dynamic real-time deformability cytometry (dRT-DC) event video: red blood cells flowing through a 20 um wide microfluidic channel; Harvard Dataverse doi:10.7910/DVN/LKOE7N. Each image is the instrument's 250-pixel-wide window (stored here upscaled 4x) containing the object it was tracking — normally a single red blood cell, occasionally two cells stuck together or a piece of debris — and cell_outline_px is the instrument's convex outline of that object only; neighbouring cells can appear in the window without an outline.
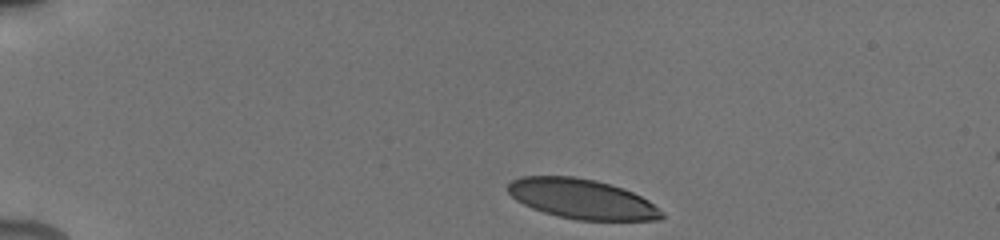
{"species": "human", "species_latin": "Homo sapiens", "temperature_condition": "cold", "stored_images_in_passage": 51, "camera_frame_rate_fps": 3000, "um_per_image_px": 0.085, "donor": {"sex": "male"}, "frame": {"image": 1, "passage_image": 1, "time_ms": 0.0, "image_size_px": [1000, 240], "cell_outline_px": [[664, 216], [660, 220], [576, 220], [544, 212], [532, 208], [516, 200], [508, 192], [508, 184], [512, 180], [520, 176], [572, 176], [596, 180], [624, 188], [648, 200], [664, 212]], "centroid_in_image_um": [49.47, 16.91], "position_along_channel_um": 35.5, "area_um2": 35.66}}
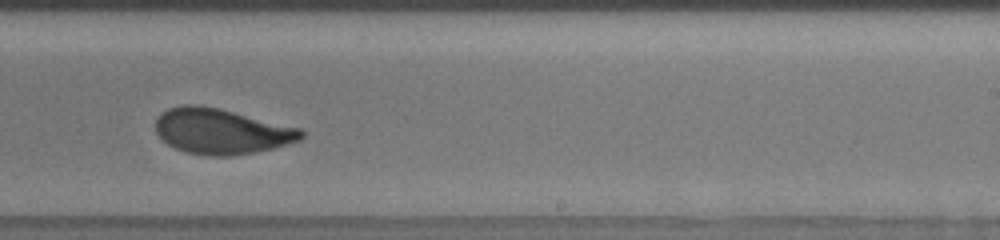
{"frame": {"image": 2, "passage_image": 30, "time_ms": 8.0, "image_size_px": [1000, 240], "cell_outline_px": [[304, 136], [300, 140], [272, 148], [256, 152], [232, 156], [212, 156], [188, 152], [176, 148], [168, 144], [156, 132], [156, 116], [160, 112], [168, 108], [180, 104], [200, 104], [220, 108], [300, 128], [304, 132]], "centroid_in_image_um": [18.79, 11.14], "position_along_channel_um": 270.2, "area_um2": 38.67}}
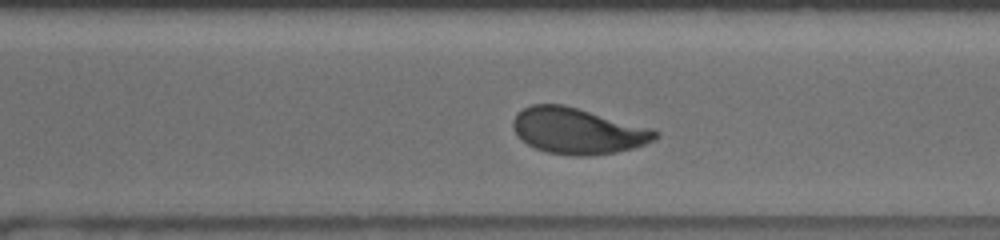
{"frame": {"image": 3, "passage_image": 35, "time_ms": 9.333, "image_size_px": [1000, 240], "cell_outline_px": [[660, 132], [656, 140], [632, 148], [616, 152], [588, 156], [576, 156], [548, 152], [536, 148], [520, 140], [512, 128], [512, 120], [516, 112], [532, 104], [564, 104], [648, 128]], "centroid_in_image_um": [49.05, 11.13], "position_along_channel_um": 321.6, "area_um2": 37.92}, "authors_computed_cell_mechanics": {"area_um2": 38.2636, "velocity_mm_per_s": 3.8454, "shape_relaxation_time_tau1_ms": 4.6378, "shape_relaxation_time_tau2_ms": 0.9229, "deformation_change_tau1": 0.1536, "deformation_change_tau2": 0.0599}}